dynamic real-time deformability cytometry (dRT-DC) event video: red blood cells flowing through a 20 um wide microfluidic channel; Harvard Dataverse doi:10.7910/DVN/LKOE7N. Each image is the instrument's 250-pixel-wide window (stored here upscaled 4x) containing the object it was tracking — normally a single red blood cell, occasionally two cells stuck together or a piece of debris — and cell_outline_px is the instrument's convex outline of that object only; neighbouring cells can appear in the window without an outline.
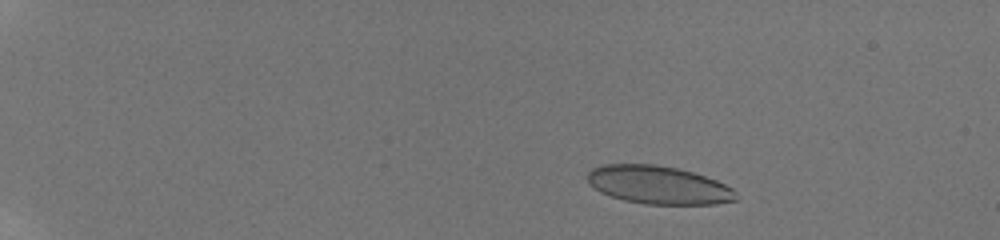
{"species": "human", "species_latin": "Homo sapiens", "temperature_condition": "room temperature", "stored_images_in_passage": 53, "camera_frame_rate_fps": 3000, "um_per_image_px": 0.085, "donor": {"sex": "male"}, "frame": {"image": 1, "passage_image": 8, "time_ms": 2.333, "image_size_px": [1000, 240], "cell_outline_px": [[740, 200], [716, 204], [644, 204], [624, 200], [600, 192], [588, 184], [588, 172], [592, 168], [604, 164], [656, 164], [676, 168], [692, 172], [716, 180], [732, 188], [736, 192]], "centroid_in_image_um": [55.98, 15.73], "position_along_channel_um": 29.0, "area_um2": 33.12}}
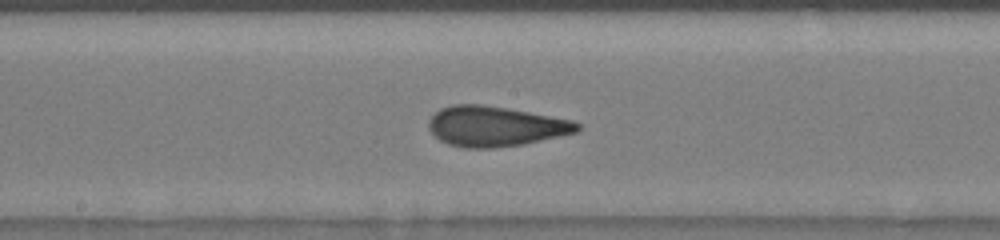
{"frame": {"image": 2, "passage_image": 31, "time_ms": 10.0, "image_size_px": [1000, 240], "cell_outline_px": [[580, 128], [576, 132], [560, 136], [524, 144], [492, 148], [464, 148], [448, 144], [440, 140], [428, 128], [428, 120], [440, 108], [452, 104], [480, 104], [508, 108], [572, 120], [580, 124]], "centroid_in_image_um": [42.08, 10.73], "position_along_channel_um": 206.1, "area_um2": 34.74}}
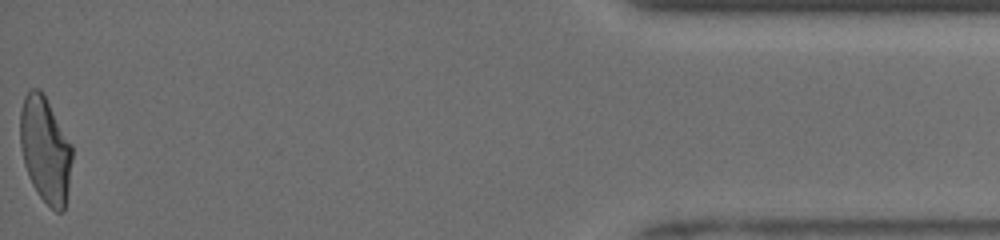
{"frame": {"image": 3, "passage_image": 53, "time_ms": 17.333, "image_size_px": [1000, 240], "cell_outline_px": [[72, 160], [68, 188], [64, 212], [56, 212], [40, 196], [32, 184], [28, 176], [24, 164], [20, 148], [20, 112], [24, 96], [32, 88], [40, 88], [72, 144]], "centroid_in_image_um": [3.84, 12.72], "position_along_channel_um": 431.4, "area_um2": 32.02}, "authors_computed_cell_mechanics": {"area_um2": 33.7552, "velocity_mm_per_s": 3.9824, "shape_relaxation_time_tau1_ms": 7.3257, "shape_relaxation_time_tau2_ms": 1.0144, "deformation_change_tau1": 0.2047, "deformation_change_tau2": 0.0791}}